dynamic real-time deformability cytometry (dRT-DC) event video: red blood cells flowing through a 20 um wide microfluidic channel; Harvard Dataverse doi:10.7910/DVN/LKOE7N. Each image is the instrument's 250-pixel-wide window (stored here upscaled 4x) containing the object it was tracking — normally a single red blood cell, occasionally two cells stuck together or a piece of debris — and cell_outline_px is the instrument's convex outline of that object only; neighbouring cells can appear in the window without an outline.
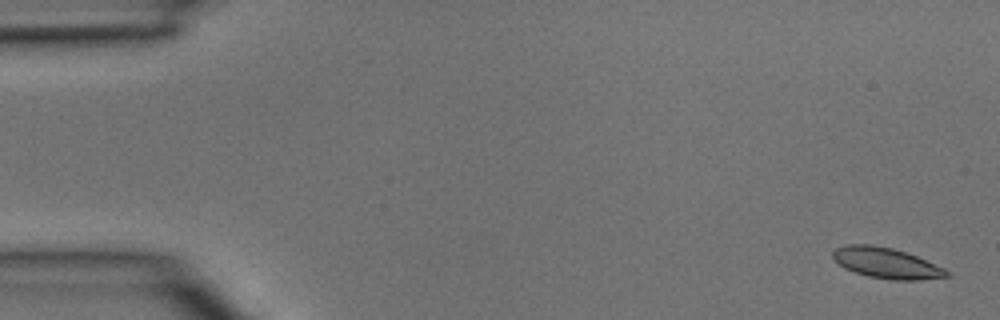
{"species": "common noctule bat (a hibernating species)", "species_latin": "Nyctalus noctula", "temperature_condition": "room temperature", "stored_images_in_passage": 5, "camera_frame_rate_fps": 3000, "um_per_image_px": 0.085, "animal": {"sex": "male", "body_mass_g": 15.6}, "frame": {"image": 1, "passage_image": 1, "time_ms": 0.0, "image_size_px": [1000, 320], "cell_outline_px": [[952, 276], [920, 280], [892, 280], [868, 276], [844, 268], [832, 256], [832, 252], [836, 248], [848, 244], [872, 244], [892, 248], [916, 256], [944, 268]], "centroid_in_image_um": [75.35, 22.36], "position_along_channel_um": 9.7, "area_um2": 20.17}}
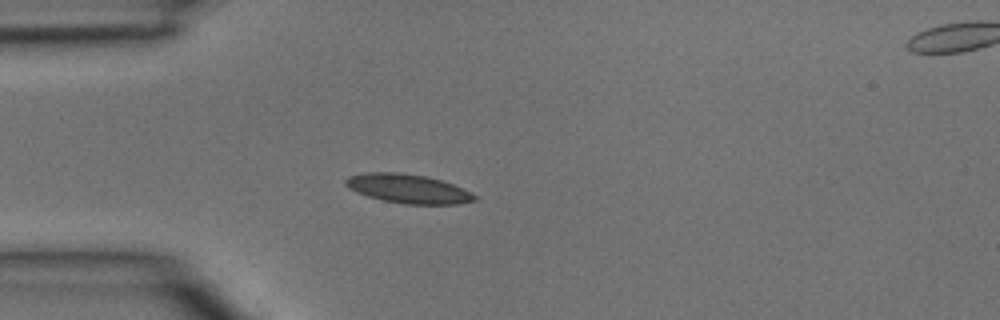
{"frame": {"image": 2, "passage_image": 4, "time_ms": 1.0, "image_size_px": [1000, 320], "cell_outline_px": [[476, 200], [460, 204], [404, 204], [384, 200], [368, 196], [356, 192], [348, 188], [344, 184], [344, 180], [348, 176], [364, 172], [400, 172], [424, 176], [440, 180], [452, 184], [476, 196]], "centroid_in_image_um": [34.62, 16.03], "position_along_channel_um": 50.4, "area_um2": 21.68}}